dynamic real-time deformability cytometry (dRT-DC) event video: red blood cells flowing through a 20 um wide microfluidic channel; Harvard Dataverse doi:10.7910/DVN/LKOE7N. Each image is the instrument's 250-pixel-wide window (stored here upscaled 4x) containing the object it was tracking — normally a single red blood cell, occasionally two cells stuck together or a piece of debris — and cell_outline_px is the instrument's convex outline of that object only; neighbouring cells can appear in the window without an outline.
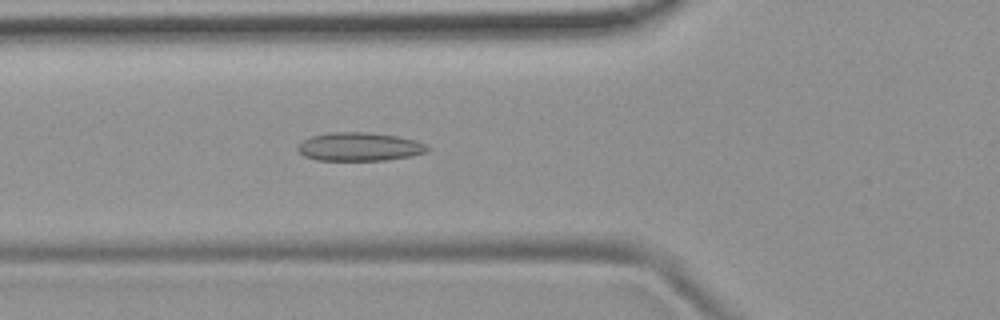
{"species": "common noctule bat (a hibernating species)", "species_latin": "Nyctalus noctula", "temperature_condition": "room temperature", "stored_images_in_passage": 48, "camera_frame_rate_fps": 3000, "um_per_image_px": 0.085, "animal": {"sex": "female", "body_mass_g": 19.9}, "frame": {"image": 1, "passage_image": 14, "time_ms": 4.333, "image_size_px": [1000, 320], "cell_outline_px": [[432, 148], [428, 152], [412, 156], [384, 160], [316, 160], [304, 156], [296, 148], [304, 140], [312, 136], [328, 132], [368, 132], [396, 136], [416, 140]], "centroid_in_image_um": [30.58, 12.47], "position_along_channel_um": 95.2, "area_um2": 21.56}}
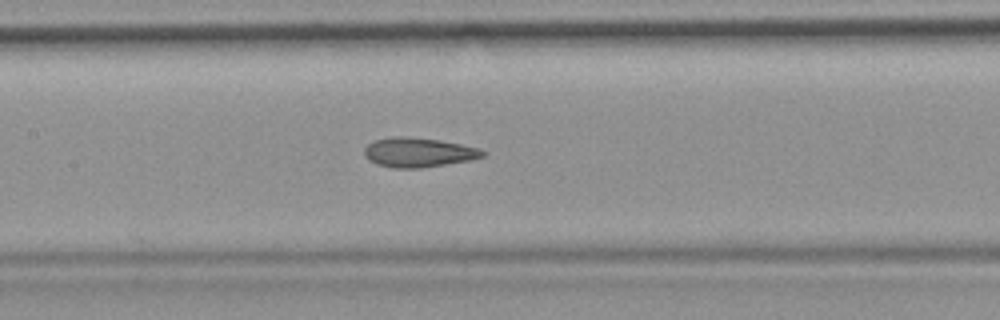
{"frame": {"image": 2, "passage_image": 20, "time_ms": 6.333, "image_size_px": [1000, 320], "cell_outline_px": [[484, 156], [472, 160], [420, 168], [396, 168], [376, 164], [368, 160], [364, 156], [364, 148], [368, 144], [376, 140], [396, 136], [400, 136], [440, 140], [480, 148], [484, 152]], "centroid_in_image_um": [35.56, 12.96], "position_along_channel_um": 171.8, "area_um2": 20.23}}
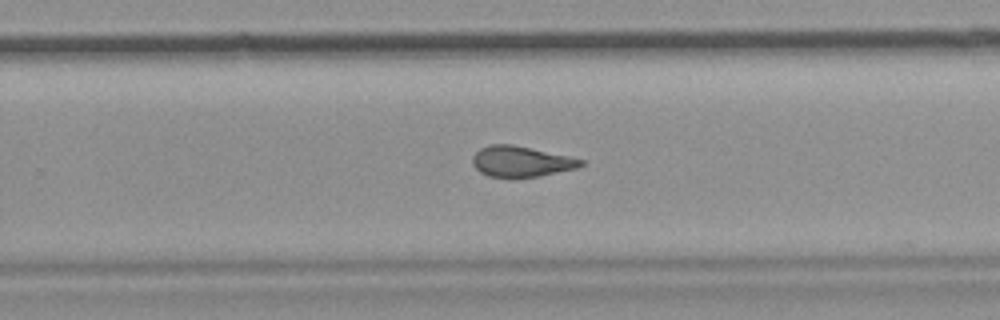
{"frame": {"image": 3, "passage_image": 29, "time_ms": 9.333, "image_size_px": [1000, 320], "cell_outline_px": [[584, 164], [576, 168], [540, 176], [488, 176], [480, 172], [472, 164], [472, 156], [480, 148], [488, 144], [512, 144], [532, 148], [568, 156], [584, 160]], "centroid_in_image_um": [44.27, 13.7], "position_along_channel_um": 285.5, "area_um2": 19.13}, "authors_computed_cell_mechanics": {"area_um2": 20.4901, "velocity_mm_per_s": 3.8122, "shape_relaxation_time_tau1_ms": null, "shape_relaxation_time_tau2_ms": 2.5531, "deformation_change_tau1": null, "deformation_change_tau2": 0.0935}}